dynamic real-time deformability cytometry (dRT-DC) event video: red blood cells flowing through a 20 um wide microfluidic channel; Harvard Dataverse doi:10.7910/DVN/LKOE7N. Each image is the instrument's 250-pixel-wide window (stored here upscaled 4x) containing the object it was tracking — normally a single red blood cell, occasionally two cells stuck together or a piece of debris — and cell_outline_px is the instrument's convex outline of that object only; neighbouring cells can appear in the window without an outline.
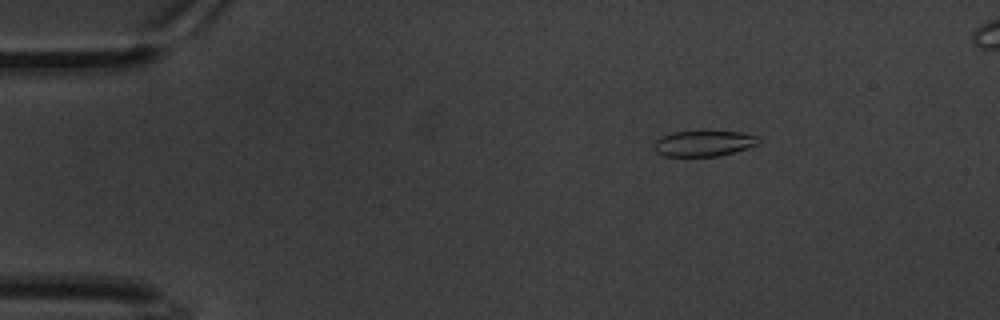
{"species": "common noctule bat (a hibernating species)", "species_latin": "Nyctalus noctula", "temperature_condition": "warm", "stored_images_in_passage": 56, "segment_of_instrument_passage": [1, 2], "camera_frame_rate_fps": 3000, "um_per_image_px": 0.085, "animal": {"sex": "male", "body_mass_g": 20.1, "forearm_length_mm": 53.5}, "frame": {"image": 1, "passage_image": 3, "time_ms": 0.667, "image_size_px": [1000, 320], "cell_outline_px": [[760, 144], [732, 152], [716, 156], [664, 156], [656, 152], [652, 148], [652, 144], [660, 136], [676, 132], [704, 128], [740, 132], [760, 136]], "centroid_in_image_um": [59.81, 12.13], "position_along_channel_um": 25.2, "area_um2": 16.53}}
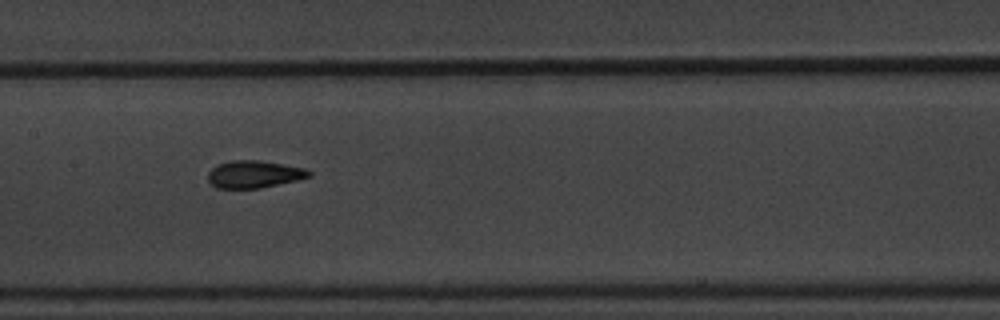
{"frame": {"image": 2, "passage_image": 24, "time_ms": 7.667, "image_size_px": [1000, 320], "cell_outline_px": [[312, 176], [296, 180], [260, 188], [216, 188], [208, 180], [208, 172], [216, 164], [232, 160], [260, 160], [284, 164], [304, 168], [312, 172]], "centroid_in_image_um": [21.59, 14.8], "position_along_channel_um": 185.8, "area_um2": 16.13}}
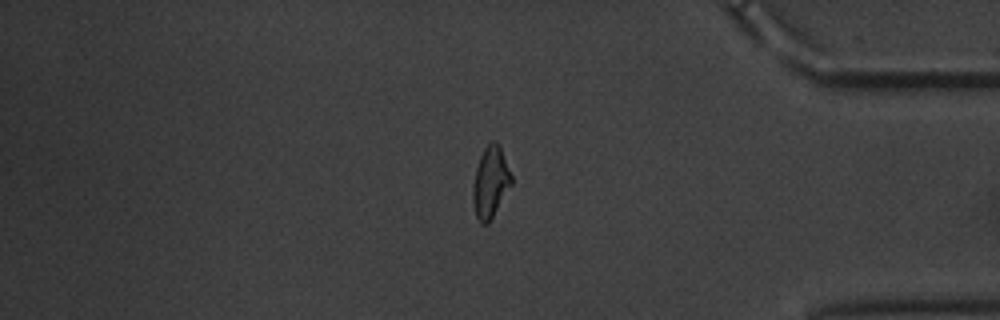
{"frame": {"image": 3, "passage_image": 45, "time_ms": 14.667, "image_size_px": [1000, 320], "cell_outline_px": [[512, 184], [488, 224], [480, 224], [476, 216], [472, 200], [472, 188], [476, 168], [480, 156], [484, 148], [492, 140], [496, 140], [500, 148], [512, 176]], "centroid_in_image_um": [41.67, 15.51], "position_along_channel_um": 393.5, "area_um2": 15.9}}